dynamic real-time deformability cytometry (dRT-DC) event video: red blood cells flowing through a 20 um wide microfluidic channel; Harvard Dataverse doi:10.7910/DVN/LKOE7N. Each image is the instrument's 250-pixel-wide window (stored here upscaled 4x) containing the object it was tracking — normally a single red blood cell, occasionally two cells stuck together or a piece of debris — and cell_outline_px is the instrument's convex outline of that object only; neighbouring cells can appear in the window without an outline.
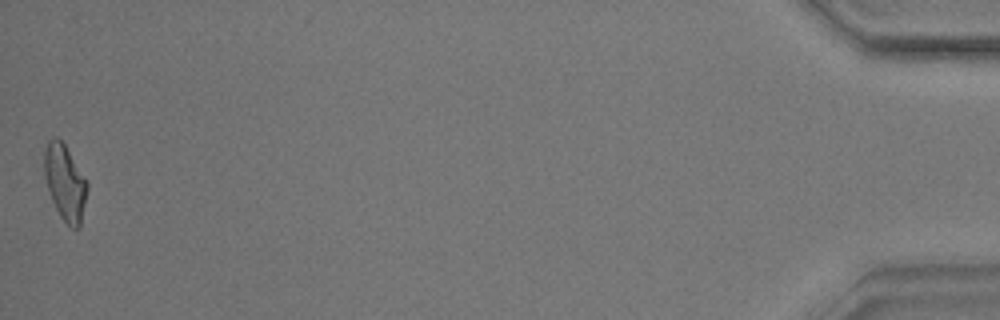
{"species": "common noctule bat (a hibernating species)", "species_latin": "Nyctalus noctula", "temperature_condition": "warm", "stored_images_in_passage": 41, "camera_frame_rate_fps": 3000, "um_per_image_px": 0.085, "animal": {"sex": "male", "body_mass_g": 17.9}, "frame": {"image": 1, "passage_image": 41, "time_ms": 13.333, "image_size_px": [1000, 320], "cell_outline_px": [[88, 188], [80, 228], [72, 228], [60, 216], [52, 200], [44, 176], [44, 152], [48, 140], [52, 136], [56, 136], [64, 144], [88, 184]], "centroid_in_image_um": [5.51, 15.51], "position_along_channel_um": 429.7, "area_um2": 18.67}, "authors_computed_cell_mechanics": {"area_um2": 18.785, "velocity_mm_per_s": 3.5629, "shape_relaxation_time_tau1_ms": 5.3578, "shape_relaxation_time_tau2_ms": 1.3737, "deformation_change_tau1": 0.1947, "deformation_change_tau2": 0.0879}}